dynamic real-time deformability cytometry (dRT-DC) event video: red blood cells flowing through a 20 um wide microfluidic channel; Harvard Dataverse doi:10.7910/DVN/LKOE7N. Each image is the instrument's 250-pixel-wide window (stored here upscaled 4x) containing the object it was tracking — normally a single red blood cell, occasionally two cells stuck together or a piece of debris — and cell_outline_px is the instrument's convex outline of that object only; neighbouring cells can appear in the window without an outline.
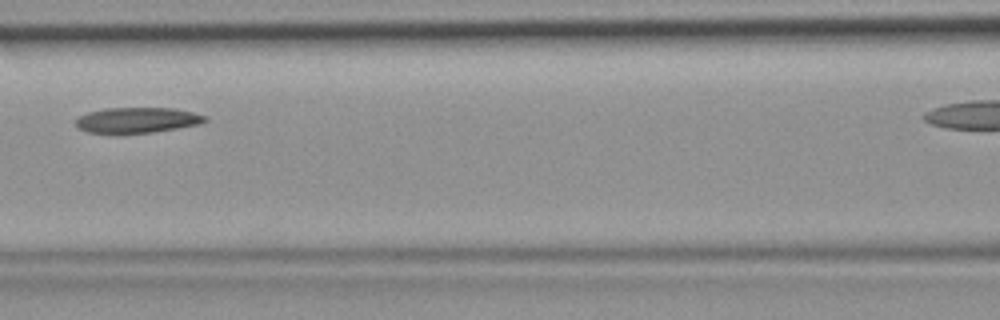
{"species": "common noctule bat (a hibernating species)", "species_latin": "Nyctalus noctula", "temperature_condition": "room temperature", "stored_images_in_passage": 28, "camera_frame_rate_fps": 3000, "um_per_image_px": 0.085, "animal": {"sex": "female", "body_mass_g": 19.9}, "frame": {"image": 1, "passage_image": 9, "time_ms": 2.667, "image_size_px": [1000, 320], "cell_outline_px": [[208, 120], [200, 124], [152, 132], [124, 136], [112, 136], [88, 132], [76, 128], [76, 120], [80, 116], [88, 112], [104, 108], [176, 108], [208, 116]], "centroid_in_image_um": [11.61, 10.25], "position_along_channel_um": 155.0, "area_um2": 20.06}}
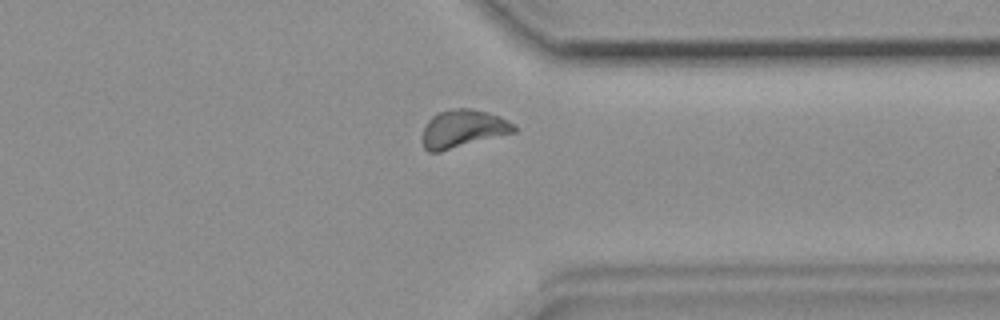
{"frame": {"image": 2, "passage_image": 24, "time_ms": 7.667, "image_size_px": [1000, 320], "cell_outline_px": [[516, 132], [440, 152], [428, 152], [424, 148], [424, 128], [428, 120], [432, 116], [440, 112], [452, 108], [472, 108], [488, 112], [500, 116], [516, 124]], "centroid_in_image_um": [39.4, 10.93], "position_along_channel_um": 372.0, "area_um2": 20.29}}